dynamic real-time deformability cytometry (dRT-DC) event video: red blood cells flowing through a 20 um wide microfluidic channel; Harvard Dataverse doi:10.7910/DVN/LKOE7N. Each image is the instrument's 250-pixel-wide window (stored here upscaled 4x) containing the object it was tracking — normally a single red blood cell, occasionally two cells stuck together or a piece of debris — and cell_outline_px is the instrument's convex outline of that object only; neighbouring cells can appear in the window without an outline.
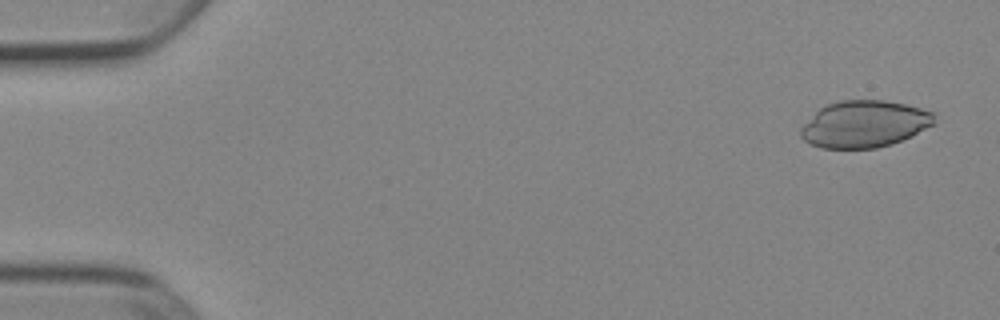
{"species": "Egyptian fruit bat (a non-hibernating species)", "species_latin": "Rousettus aegyptiacus", "temperature_condition": "cold", "stored_images_in_passage": 9, "camera_frame_rate_fps": 3000, "um_per_image_px": 0.085, "animal": {"sex": "female"}, "frame": {"image": 1, "passage_image": 3, "time_ms": 0.667, "image_size_px": [1000, 320], "cell_outline_px": [[936, 124], [912, 136], [892, 144], [876, 148], [820, 148], [804, 140], [800, 136], [800, 128], [820, 108], [828, 104], [840, 100], [884, 100], [904, 104], [936, 112]], "centroid_in_image_um": [73.52, 10.54], "position_along_channel_um": 11.5, "area_um2": 36.65}}